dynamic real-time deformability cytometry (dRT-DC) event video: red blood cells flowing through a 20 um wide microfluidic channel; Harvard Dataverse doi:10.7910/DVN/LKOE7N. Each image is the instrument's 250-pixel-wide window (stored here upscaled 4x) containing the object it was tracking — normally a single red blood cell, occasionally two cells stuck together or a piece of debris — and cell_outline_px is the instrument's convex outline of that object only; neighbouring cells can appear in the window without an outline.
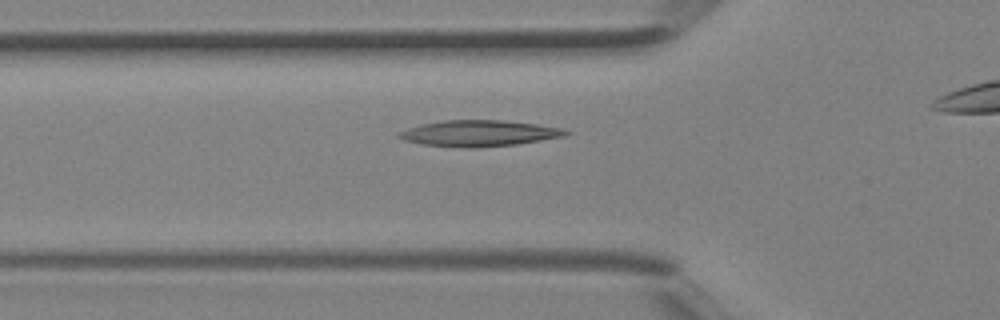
{"species": "Egyptian fruit bat (a non-hibernating species)", "species_latin": "Rousettus aegyptiacus", "temperature_condition": "room temperature", "stored_images_in_passage": 22, "camera_frame_rate_fps": 3000, "um_per_image_px": 0.085, "animal": {"sex": "female"}, "frame": {"image": 1, "passage_image": 2, "time_ms": 0.333, "image_size_px": [1000, 320], "cell_outline_px": [[572, 132], [564, 136], [516, 144], [468, 148], [464, 148], [420, 144], [404, 140], [396, 136], [400, 132], [408, 128], [420, 124], [444, 120], [504, 120], [536, 124], [560, 128]], "centroid_in_image_um": [40.68, 11.33], "position_along_channel_um": 85.1, "area_um2": 25.2}}
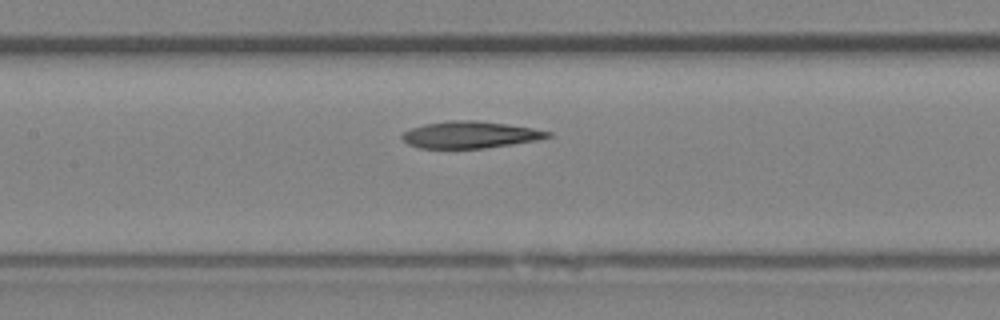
{"frame": {"image": 2, "passage_image": 7, "time_ms": 2.0, "image_size_px": [1000, 320], "cell_outline_px": [[552, 136], [536, 140], [484, 148], [420, 148], [408, 144], [400, 136], [404, 132], [412, 128], [424, 124], [452, 120], [476, 120], [532, 128], [552, 132]], "centroid_in_image_um": [39.94, 11.45], "position_along_channel_um": 167.5, "area_um2": 22.48}}
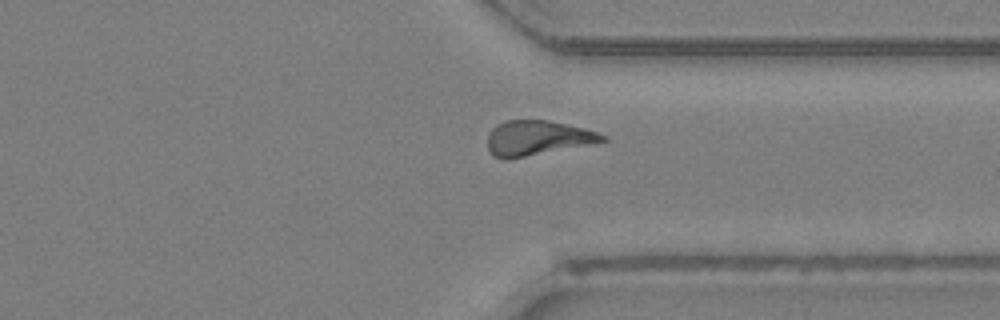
{"frame": {"image": 3, "passage_image": 19, "time_ms": 6.0, "image_size_px": [1000, 320], "cell_outline_px": [[608, 140], [508, 160], [504, 160], [492, 156], [488, 152], [488, 132], [496, 124], [508, 120], [548, 120], [584, 128], [608, 136]], "centroid_in_image_um": [45.61, 11.74], "position_along_channel_um": 365.8, "area_um2": 23.35}}